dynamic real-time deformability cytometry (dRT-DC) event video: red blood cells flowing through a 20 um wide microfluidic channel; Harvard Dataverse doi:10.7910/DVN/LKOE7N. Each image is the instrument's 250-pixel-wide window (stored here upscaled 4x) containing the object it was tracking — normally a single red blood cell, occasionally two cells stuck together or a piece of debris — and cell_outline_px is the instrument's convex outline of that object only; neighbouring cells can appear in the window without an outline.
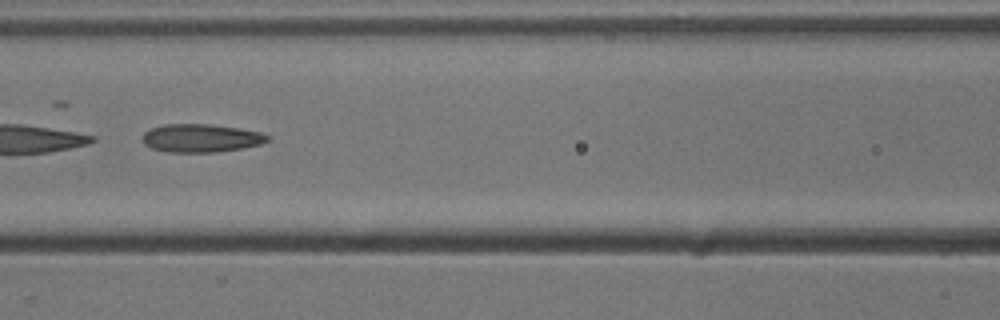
{"species": "common noctule bat (a hibernating species)", "species_latin": "Nyctalus noctula", "temperature_condition": "cold", "stored_images_in_passage": 52, "camera_frame_rate_fps": 3000, "um_per_image_px": 0.085, "animal": {"sex": "male", "body_mass_g": 13.3}, "frame": {"image": 1, "passage_image": 23, "time_ms": 7.333, "image_size_px": [1000, 320], "cell_outline_px": [[268, 140], [260, 144], [240, 148], [216, 152], [168, 152], [152, 148], [144, 144], [144, 132], [152, 128], [164, 124], [208, 124], [236, 128], [260, 132], [268, 136]], "centroid_in_image_um": [17.05, 11.74], "position_along_channel_um": 149.5, "area_um2": 20.17}, "authors_computed_cell_mechanics": {"area_um2": 29.1312, "velocity_mm_per_s": 3.846, "shape_relaxation_time_tau1_ms": 11.0892, "shape_relaxation_time_tau2_ms": 3.3537, "deformation_change_tau1": 0.2426, "deformation_change_tau2": 0.1437}}